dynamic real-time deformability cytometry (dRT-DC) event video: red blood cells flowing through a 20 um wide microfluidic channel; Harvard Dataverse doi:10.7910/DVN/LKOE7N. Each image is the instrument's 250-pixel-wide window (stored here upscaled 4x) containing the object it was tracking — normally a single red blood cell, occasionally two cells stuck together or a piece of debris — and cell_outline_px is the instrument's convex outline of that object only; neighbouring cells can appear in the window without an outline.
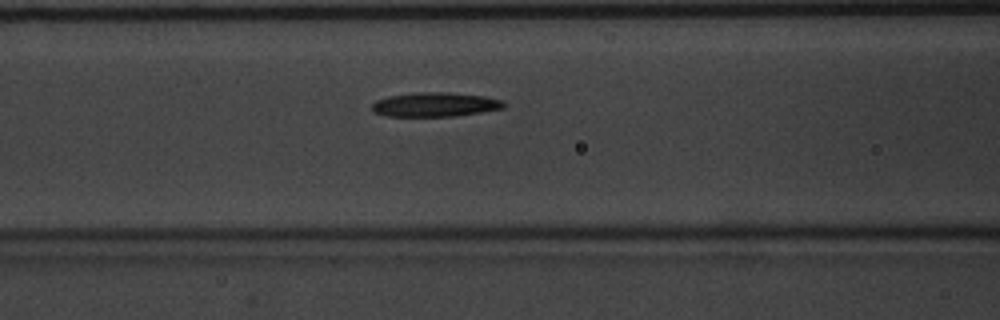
{"species": "common noctule bat (a hibernating species)", "species_latin": "Nyctalus noctula", "temperature_condition": "warm", "stored_images_in_passage": 12, "camera_frame_rate_fps": 3000, "um_per_image_px": 0.085, "animal": {"sex": "male", "body_mass_g": 20.1, "forearm_length_mm": 53.5}, "frame": {"image": 1, "passage_image": 7, "time_ms": 2.0, "image_size_px": [1000, 320], "cell_outline_px": [[508, 104], [504, 108], [456, 116], [384, 116], [376, 112], [372, 108], [372, 104], [376, 100], [388, 96], [416, 92], [444, 92], [484, 96], [500, 100]], "centroid_in_image_um": [36.98, 8.88], "position_along_channel_um": 129.6, "area_um2": 18.55}}